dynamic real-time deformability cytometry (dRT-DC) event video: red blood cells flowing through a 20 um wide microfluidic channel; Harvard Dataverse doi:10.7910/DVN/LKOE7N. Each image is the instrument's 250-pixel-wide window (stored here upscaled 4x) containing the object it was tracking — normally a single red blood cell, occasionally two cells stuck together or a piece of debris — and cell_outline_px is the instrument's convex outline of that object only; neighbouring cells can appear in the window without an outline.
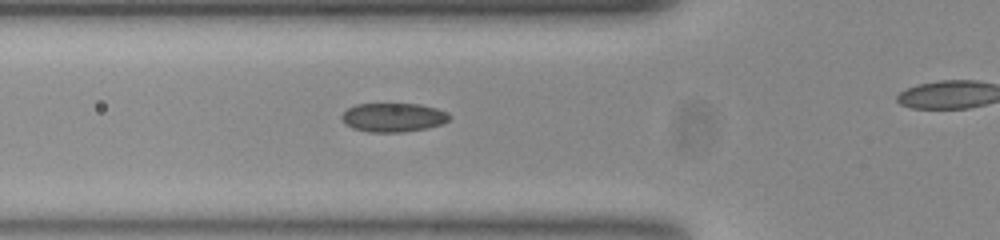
{"species": "common noctule bat (a hibernating species)", "species_latin": "Nyctalus noctula", "temperature_condition": "room temperature", "stored_images_in_passage": 27, "camera_frame_rate_fps": 3000, "um_per_image_px": 0.085, "animal": {"sex": "female", "body_mass_g": 23.0, "forearm_length_mm": 53.4}, "frame": {"image": 1, "passage_image": 2, "time_ms": 0.333, "image_size_px": [1000, 240], "cell_outline_px": [[452, 116], [448, 120], [440, 124], [428, 128], [404, 132], [368, 132], [352, 128], [344, 124], [340, 116], [348, 108], [356, 104], [420, 104], [436, 108], [448, 112]], "centroid_in_image_um": [33.42, 9.98], "position_along_channel_um": 92.4, "area_um2": 18.26}}
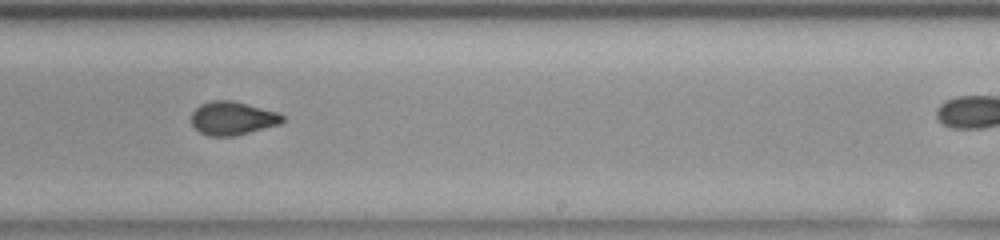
{"frame": {"image": 2, "passage_image": 16, "time_ms": 5.0, "image_size_px": [1000, 240], "cell_outline_px": [[284, 120], [280, 124], [232, 136], [208, 136], [200, 132], [192, 124], [192, 112], [200, 104], [208, 100], [232, 100], [280, 112], [284, 116]], "centroid_in_image_um": [19.77, 10.03], "position_along_channel_um": 269.2, "area_um2": 17.8}}
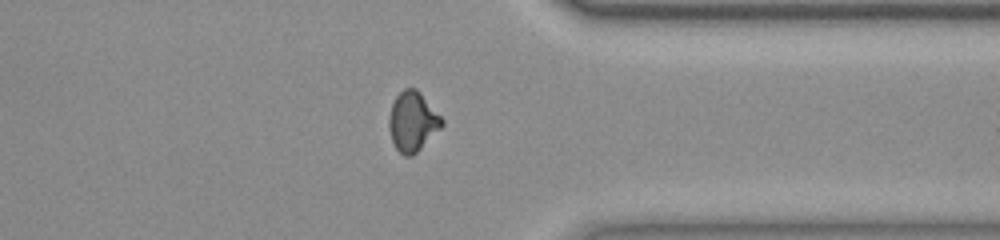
{"frame": {"image": 3, "passage_image": 25, "time_ms": 8.0, "image_size_px": [1000, 240], "cell_outline_px": [[444, 124], [412, 156], [404, 156], [396, 148], [392, 140], [388, 128], [388, 120], [392, 104], [396, 96], [404, 88], [416, 88], [420, 92], [444, 120]], "centroid_in_image_um": [35.05, 10.32], "position_along_channel_um": 376.3, "area_um2": 18.15}}